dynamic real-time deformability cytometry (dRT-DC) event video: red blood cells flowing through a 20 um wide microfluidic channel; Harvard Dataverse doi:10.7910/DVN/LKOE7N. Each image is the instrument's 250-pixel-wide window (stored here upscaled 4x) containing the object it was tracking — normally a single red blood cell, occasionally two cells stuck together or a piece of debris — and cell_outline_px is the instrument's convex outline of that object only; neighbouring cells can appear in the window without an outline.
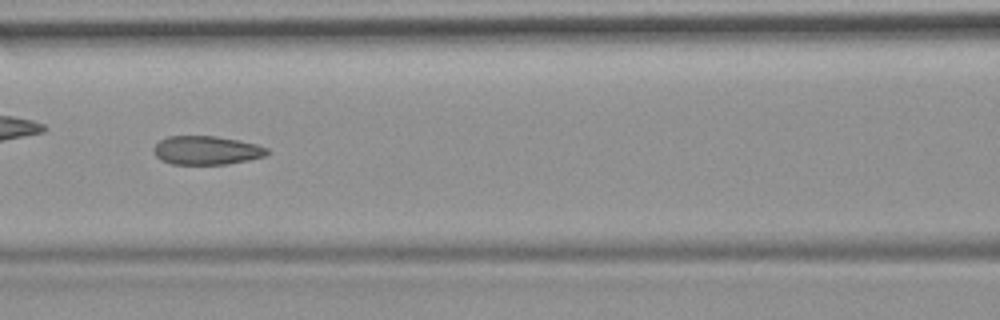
{"species": "common noctule bat (a hibernating species)", "species_latin": "Nyctalus noctula", "temperature_condition": "room temperature", "stored_images_in_passage": 54, "camera_frame_rate_fps": 3000, "um_per_image_px": 0.085, "animal": {"sex": "female", "body_mass_g": 19.9}, "frame": {"image": 1, "passage_image": 24, "time_ms": 7.667, "image_size_px": [1000, 320], "cell_outline_px": [[268, 152], [264, 156], [248, 160], [228, 164], [172, 164], [160, 160], [156, 156], [152, 148], [160, 140], [168, 136], [216, 136], [240, 140], [256, 144], [268, 148]], "centroid_in_image_um": [17.53, 12.77], "position_along_channel_um": 149.1, "area_um2": 19.02}, "authors_computed_cell_mechanics": {"area_um2": 19.7965, "velocity_mm_per_s": 3.7764, "shape_relaxation_time_tau1_ms": null, "shape_relaxation_time_tau2_ms": 2.2736, "deformation_change_tau1": null, "deformation_change_tau2": 0.1054}}